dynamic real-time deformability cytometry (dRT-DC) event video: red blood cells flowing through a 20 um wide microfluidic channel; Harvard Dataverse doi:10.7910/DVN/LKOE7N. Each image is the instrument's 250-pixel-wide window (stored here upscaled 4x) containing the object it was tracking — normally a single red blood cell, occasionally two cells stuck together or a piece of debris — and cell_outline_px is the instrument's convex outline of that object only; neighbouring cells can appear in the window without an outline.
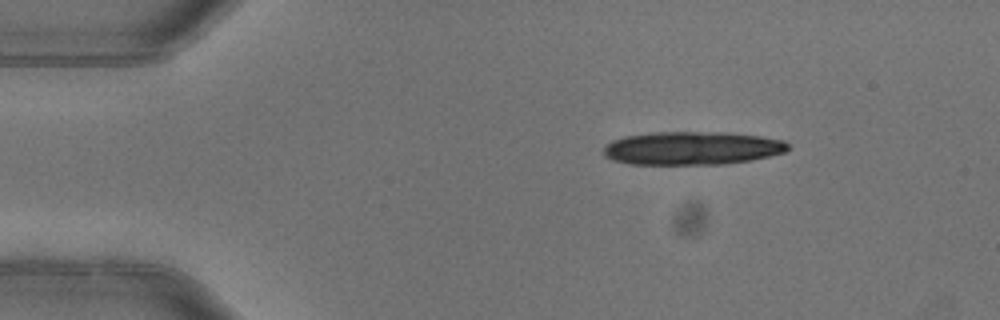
{"species": "common noctule bat (a hibernating species)", "species_latin": "Nyctalus noctula", "temperature_condition": "warm", "stored_images_in_passage": 4, "camera_frame_rate_fps": 3000, "um_per_image_px": 0.085, "animal": {"sex": "female"}, "frame": {"image": 1, "passage_image": 1, "time_ms": 0.0, "image_size_px": [1000, 320], "cell_outline_px": [[788, 148], [784, 152], [752, 160], [724, 164], [628, 164], [612, 160], [604, 156], [604, 144], [612, 140], [624, 136], [652, 132], [728, 132], [760, 136], [784, 140], [788, 144]], "centroid_in_image_um": [58.79, 12.59], "position_along_channel_um": 26.2, "area_um2": 36.01}}